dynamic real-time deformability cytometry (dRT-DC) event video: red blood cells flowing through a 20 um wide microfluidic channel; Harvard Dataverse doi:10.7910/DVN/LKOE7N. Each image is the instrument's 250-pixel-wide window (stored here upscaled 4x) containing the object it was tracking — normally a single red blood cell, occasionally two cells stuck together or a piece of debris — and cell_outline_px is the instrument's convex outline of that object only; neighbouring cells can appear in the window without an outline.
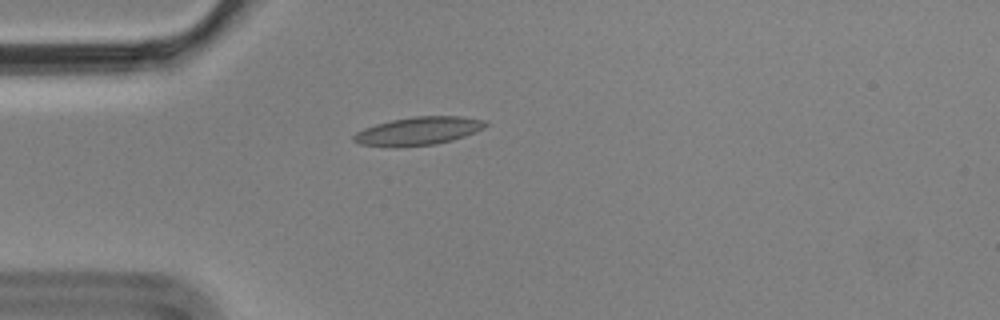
{"species": "Egyptian fruit bat (a non-hibernating species)", "species_latin": "Rousettus aegyptiacus", "temperature_condition": "cold", "stored_images_in_passage": 3, "camera_frame_rate_fps": 3000, "um_per_image_px": 0.085, "animal": {"sex": "male"}, "frame": {"image": 1, "passage_image": 2, "time_ms": 0.333, "image_size_px": [1000, 320], "cell_outline_px": [[488, 124], [484, 128], [476, 132], [452, 140], [436, 144], [396, 148], [360, 144], [352, 140], [352, 136], [356, 132], [364, 128], [376, 124], [392, 120], [416, 116], [460, 116], [484, 120]], "centroid_in_image_um": [35.54, 11.15], "position_along_channel_um": 49.5, "area_um2": 21.79}}